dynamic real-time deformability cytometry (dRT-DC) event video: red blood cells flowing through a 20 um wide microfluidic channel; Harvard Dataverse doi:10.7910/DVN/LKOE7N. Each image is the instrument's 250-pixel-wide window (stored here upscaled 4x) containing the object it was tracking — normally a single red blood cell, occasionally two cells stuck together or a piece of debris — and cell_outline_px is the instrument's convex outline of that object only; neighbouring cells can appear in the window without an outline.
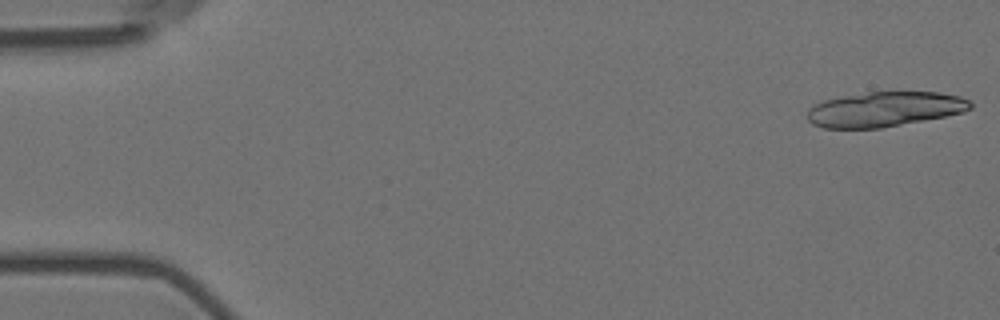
{"species": "Egyptian fruit bat (a non-hibernating species)", "species_latin": "Rousettus aegyptiacus", "temperature_condition": "room temperature", "stored_images_in_passage": 19, "camera_frame_rate_fps": 3000, "um_per_image_px": 0.085, "animal": {"sex": "female"}, "frame": {"image": 1, "passage_image": 1, "time_ms": 0.0, "image_size_px": [1000, 320], "cell_outline_px": [[972, 108], [964, 112], [944, 116], [880, 128], [824, 128], [812, 124], [808, 120], [808, 108], [812, 104], [824, 100], [844, 96], [868, 92], [936, 92], [960, 96], [968, 100], [972, 104]], "centroid_in_image_um": [75.17, 9.28], "position_along_channel_um": 9.8, "area_um2": 33.0}}